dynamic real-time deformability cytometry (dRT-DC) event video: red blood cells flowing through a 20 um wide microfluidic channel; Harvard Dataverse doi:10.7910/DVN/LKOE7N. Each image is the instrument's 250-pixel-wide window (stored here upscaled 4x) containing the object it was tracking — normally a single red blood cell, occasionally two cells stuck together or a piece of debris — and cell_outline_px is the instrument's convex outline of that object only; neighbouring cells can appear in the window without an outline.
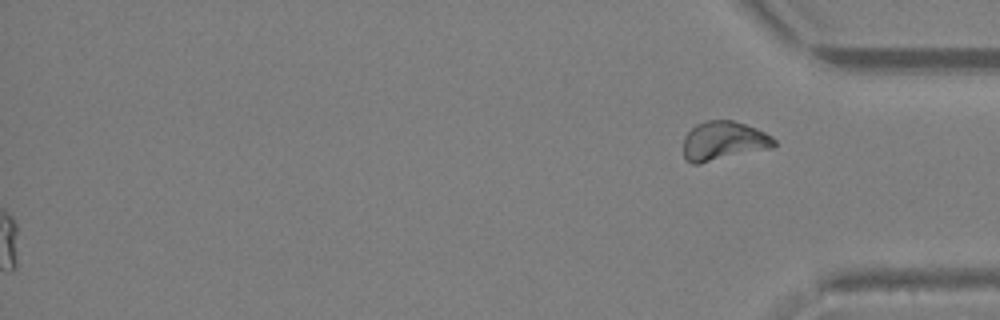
{"species": "Egyptian fruit bat (a non-hibernating species)", "species_latin": "Rousettus aegyptiacus", "temperature_condition": "warm", "stored_images_in_passage": 28, "segment_of_instrument_passage": [2, 2], "camera_frame_rate_fps": 3000, "um_per_image_px": 0.085, "animal": {"sex": "female"}, "frame": {"image": 1, "passage_image": 28, "time_ms": 9.0, "image_size_px": [1000, 320], "cell_outline_px": [[776, 144], [772, 148], [700, 164], [692, 164], [684, 156], [684, 136], [696, 124], [704, 120], [732, 120], [756, 128], [772, 136], [776, 140]], "centroid_in_image_um": [61.51, 11.98], "position_along_channel_um": 373.7, "area_um2": 20.75}}